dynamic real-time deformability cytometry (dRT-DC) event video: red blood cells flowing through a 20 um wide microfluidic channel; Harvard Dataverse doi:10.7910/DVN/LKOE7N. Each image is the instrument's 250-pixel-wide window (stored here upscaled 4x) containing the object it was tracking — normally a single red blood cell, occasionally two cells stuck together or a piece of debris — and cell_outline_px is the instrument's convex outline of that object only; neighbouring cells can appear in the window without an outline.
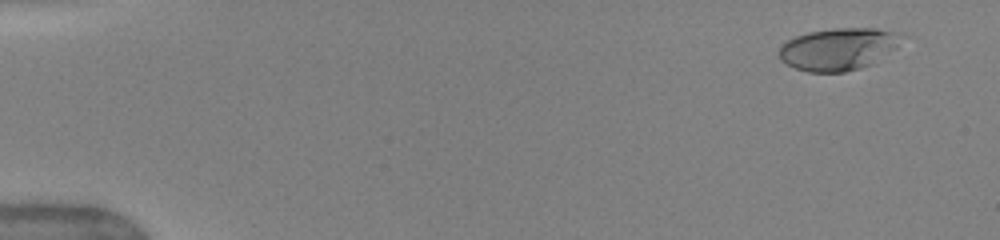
{"species": "human", "species_latin": "Homo sapiens", "temperature_condition": "warm", "stored_images_in_passage": 50, "camera_frame_rate_fps": 3000, "um_per_image_px": 0.085, "donor": {"sex": "female"}, "frame": {"image": 1, "passage_image": 3, "time_ms": 0.667, "image_size_px": [1000, 240], "cell_outline_px": [[908, 36], [896, 48], [872, 64], [860, 68], [844, 72], [808, 72], [796, 68], [780, 60], [780, 44], [796, 36], [808, 32], [836, 28], [876, 28], [900, 32]], "centroid_in_image_um": [71.33, 4.15], "position_along_channel_um": 13.7, "area_um2": 30.46}}
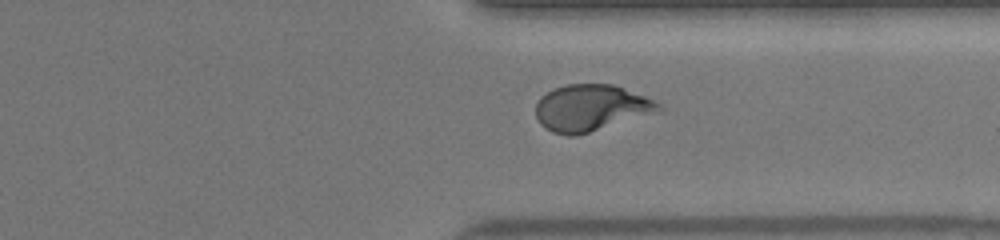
{"frame": {"image": 2, "passage_image": 39, "time_ms": 12.667, "image_size_px": [1000, 240], "cell_outline_px": [[664, 112], [576, 136], [568, 136], [552, 132], [540, 124], [536, 116], [536, 104], [540, 96], [556, 88], [568, 84], [612, 84], [644, 96], [660, 104], [664, 108]], "centroid_in_image_um": [50.28, 9.2], "position_along_channel_um": 361.1, "area_um2": 33.64}}
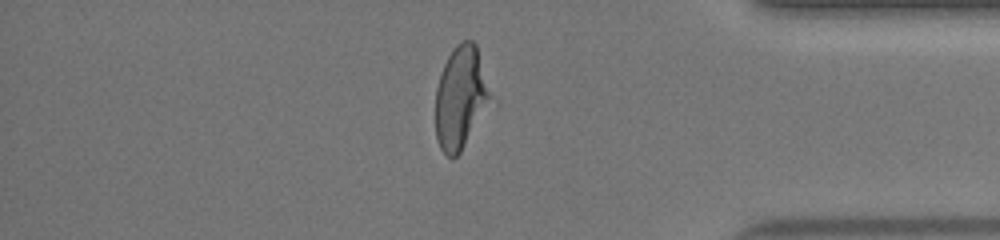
{"frame": {"image": 3, "passage_image": 43, "time_ms": 14.0, "image_size_px": [1000, 240], "cell_outline_px": [[488, 100], [460, 152], [452, 160], [440, 148], [436, 136], [436, 88], [440, 72], [452, 48], [460, 40], [472, 40], [476, 44], [488, 92]], "centroid_in_image_um": [39.06, 8.25], "position_along_channel_um": 396.1, "area_um2": 31.33}, "authors_computed_cell_mechanics": {"area_um2": 32.0212, "velocity_mm_per_s": 4.0636, "shape_relaxation_time_tau1_ms": 3.8712, "shape_relaxation_time_tau2_ms": 0.6337, "deformation_change_tau1": 0.1997, "deformation_change_tau2": 0.0694}}